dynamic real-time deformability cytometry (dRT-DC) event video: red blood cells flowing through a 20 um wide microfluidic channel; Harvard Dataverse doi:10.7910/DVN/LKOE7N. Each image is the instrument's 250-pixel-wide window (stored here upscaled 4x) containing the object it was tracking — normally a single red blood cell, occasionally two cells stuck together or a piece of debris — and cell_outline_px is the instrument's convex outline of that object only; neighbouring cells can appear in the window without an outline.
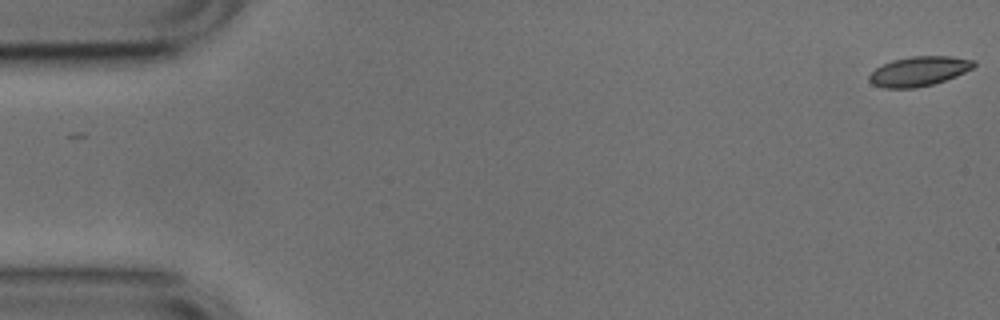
{"species": "common noctule bat (a hibernating species)", "species_latin": "Nyctalus noctula", "temperature_condition": "cold", "stored_images_in_passage": 53, "camera_frame_rate_fps": 3000, "um_per_image_px": 0.085, "animal": {"sex": "male", "body_mass_g": 17.9, "forearm_length_mm": 54.2}, "frame": {"image": 1, "passage_image": 1, "time_ms": 0.0, "image_size_px": [1000, 320], "cell_outline_px": [[976, 64], [972, 68], [956, 76], [932, 84], [916, 88], [884, 88], [872, 84], [868, 80], [868, 76], [876, 68], [892, 60], [912, 56], [952, 56], [976, 60]], "centroid_in_image_um": [78.11, 6.05], "position_along_channel_um": 6.9, "area_um2": 18.03}}
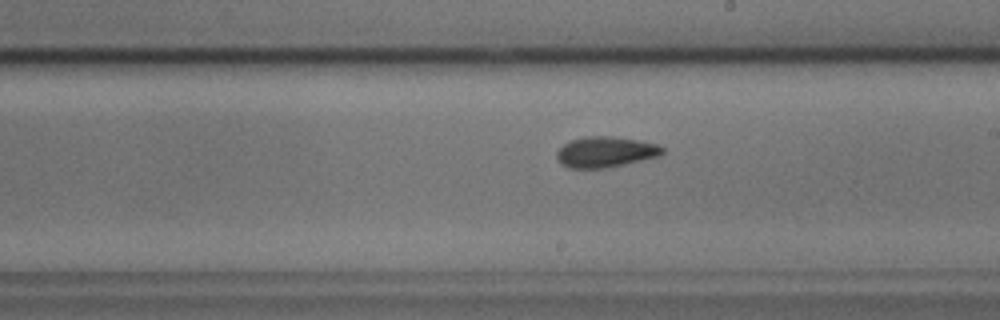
{"frame": {"image": 2, "passage_image": 30, "time_ms": 9.667, "image_size_px": [1000, 320], "cell_outline_px": [[664, 152], [660, 156], [624, 164], [604, 168], [568, 168], [560, 164], [556, 156], [556, 152], [564, 144], [572, 140], [584, 136], [612, 136], [636, 140], [656, 144], [664, 148]], "centroid_in_image_um": [51.44, 12.92], "position_along_channel_um": 237.6, "area_um2": 18.84}}
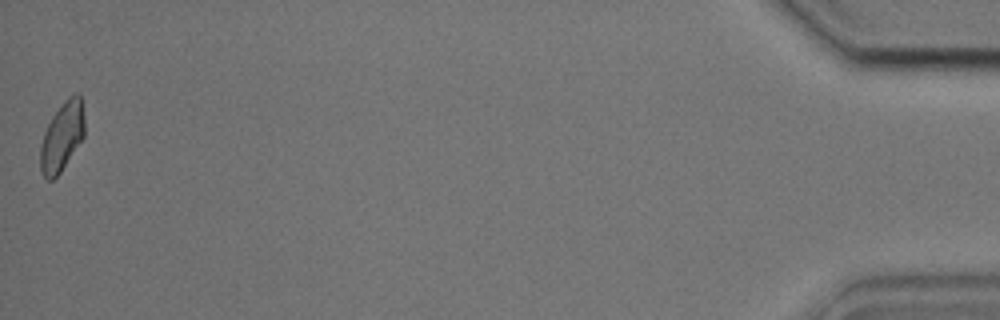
{"frame": {"image": 3, "passage_image": 53, "time_ms": 17.333, "image_size_px": [1000, 320], "cell_outline_px": [[84, 136], [60, 172], [52, 180], [48, 180], [40, 172], [40, 144], [44, 132], [52, 116], [64, 100], [68, 96], [76, 92], [80, 96], [84, 116]], "centroid_in_image_um": [5.26, 11.6], "position_along_channel_um": 429.9, "area_um2": 17.69}, "authors_computed_cell_mechanics": {"area_um2": 18.1492, "velocity_mm_per_s": 3.7664, "shape_relaxation_time_tau1_ms": 2.5776, "shape_relaxation_time_tau2_ms": 1.752, "deformation_change_tau1": 0.0964, "deformation_change_tau2": 0.0744}}